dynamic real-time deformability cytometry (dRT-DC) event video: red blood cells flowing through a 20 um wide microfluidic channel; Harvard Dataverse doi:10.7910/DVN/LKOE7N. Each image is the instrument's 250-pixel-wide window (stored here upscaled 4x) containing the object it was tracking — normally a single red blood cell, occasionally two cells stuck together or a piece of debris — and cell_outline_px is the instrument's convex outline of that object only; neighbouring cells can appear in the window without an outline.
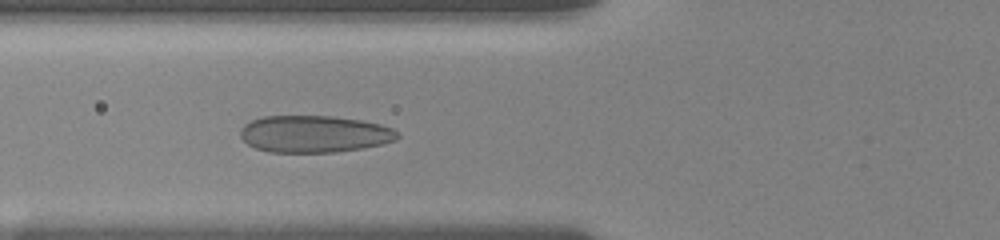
{"species": "human", "species_latin": "Homo sapiens", "temperature_condition": "room temperature", "stored_images_in_passage": 34, "camera_frame_rate_fps": 3000, "um_per_image_px": 0.085, "donor": {"sex": "female"}, "frame": {"image": 1, "passage_image": 3, "time_ms": 0.667, "image_size_px": [1000, 240], "cell_outline_px": [[400, 136], [396, 140], [380, 144], [360, 148], [336, 152], [268, 152], [256, 148], [248, 144], [240, 136], [240, 128], [244, 124], [252, 120], [264, 116], [332, 116], [360, 120], [380, 124], [392, 128]], "centroid_in_image_um": [26.68, 11.38], "position_along_channel_um": 99.1, "area_um2": 33.76}}
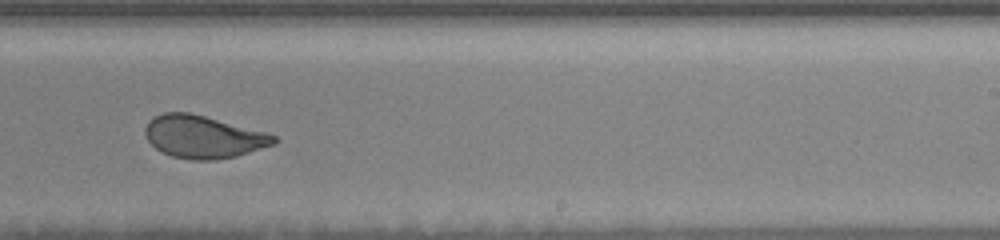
{"frame": {"image": 2, "passage_image": 14, "time_ms": 5.333, "image_size_px": [1000, 240], "cell_outline_px": [[280, 140], [276, 144], [236, 156], [216, 160], [192, 160], [172, 156], [156, 148], [148, 140], [144, 132], [144, 128], [148, 120], [164, 112], [188, 112], [268, 132], [276, 136]], "centroid_in_image_um": [17.31, 11.63], "position_along_channel_um": 271.7, "area_um2": 32.02}}
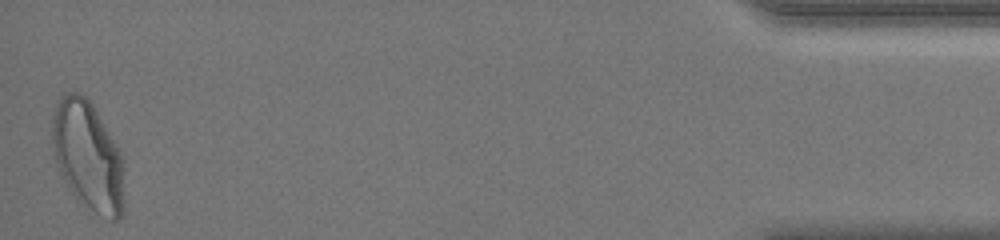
{"frame": {"image": 3, "passage_image": 34, "time_ms": 11.667, "image_size_px": [1000, 240], "cell_outline_px": [[124, 208], [120, 216], [116, 220], [112, 220], [96, 212], [72, 192], [60, 172], [56, 160], [52, 140], [52, 116], [56, 104], [60, 96], [64, 92], [80, 92], [92, 104], [120, 152], [124, 204]], "centroid_in_image_um": [7.44, 13.19], "position_along_channel_um": 427.8, "area_um2": 44.74}, "authors_computed_cell_mechanics": {"area_um2": 32.9749, "velocity_mm_per_s": 3.6919, "shape_relaxation_time_tau1_ms": 5.7548, "shape_relaxation_time_tau2_ms": null, "deformation_change_tau1": 0.1712, "deformation_change_tau2": null}}